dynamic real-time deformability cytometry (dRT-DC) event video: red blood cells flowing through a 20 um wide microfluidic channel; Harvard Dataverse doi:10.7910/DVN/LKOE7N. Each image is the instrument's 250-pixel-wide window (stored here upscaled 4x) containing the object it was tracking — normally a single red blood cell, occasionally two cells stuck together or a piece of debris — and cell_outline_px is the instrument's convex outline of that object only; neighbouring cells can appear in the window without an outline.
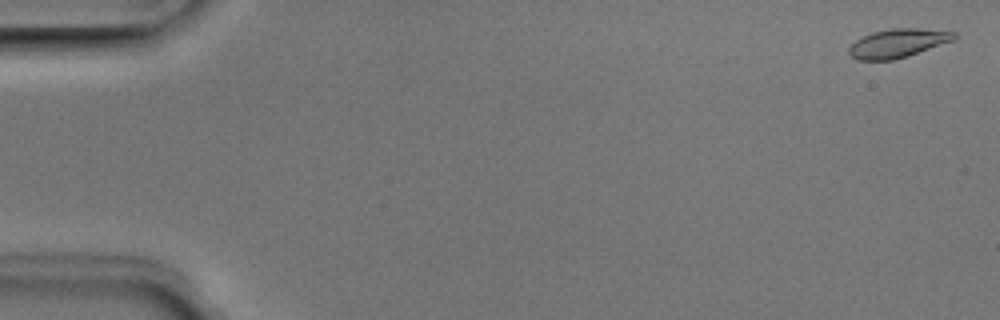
{"species": "Egyptian fruit bat (a non-hibernating species)", "species_latin": "Rousettus aegyptiacus", "temperature_condition": "room temperature", "stored_images_in_passage": 52, "camera_frame_rate_fps": 3000, "um_per_image_px": 0.085, "animal": {"sex": "male"}, "frame": {"image": 1, "passage_image": 2, "time_ms": 0.333, "image_size_px": [1000, 320], "cell_outline_px": [[956, 40], [908, 56], [892, 60], [856, 60], [848, 52], [848, 48], [856, 40], [872, 32], [892, 28], [920, 28], [956, 32]], "centroid_in_image_um": [76.35, 3.67], "position_along_channel_um": 8.7, "area_um2": 17.69}}
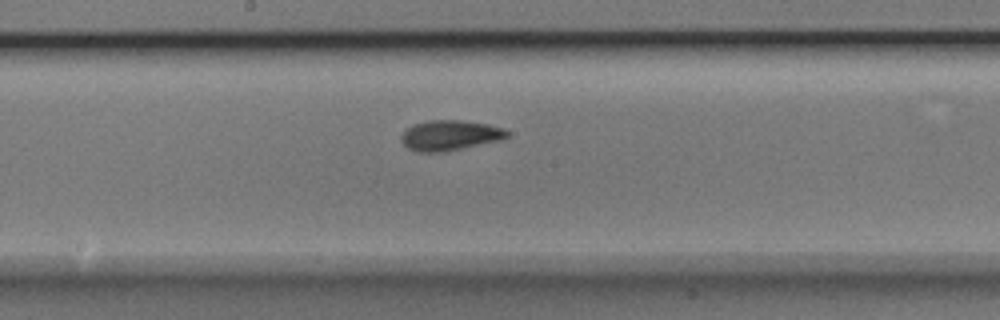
{"frame": {"image": 2, "passage_image": 28, "time_ms": 9.0, "image_size_px": [1000, 320], "cell_outline_px": [[508, 136], [500, 140], [444, 152], [416, 152], [408, 148], [400, 140], [400, 136], [404, 128], [412, 124], [428, 120], [460, 120], [488, 124], [504, 128], [508, 132]], "centroid_in_image_um": [38.18, 11.5], "position_along_channel_um": 210.0, "area_um2": 18.84}}
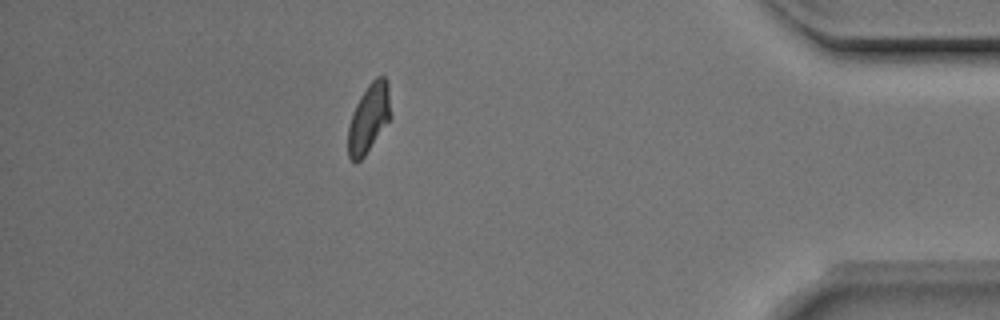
{"frame": {"image": 3, "passage_image": 46, "time_ms": 15.0, "image_size_px": [1000, 320], "cell_outline_px": [[392, 116], [364, 156], [356, 164], [348, 156], [348, 128], [356, 104], [360, 96], [368, 84], [376, 76], [384, 76], [388, 80]], "centroid_in_image_um": [31.37, 10.01], "position_along_channel_um": 403.8, "area_um2": 17.11}, "authors_computed_cell_mechanics": {"area_um2": 17.7446, "velocity_mm_per_s": 3.9535, "shape_relaxation_time_tau1_ms": 2.8302, "shape_relaxation_time_tau2_ms": 1.7218, "deformation_change_tau1": 0.1341, "deformation_change_tau2": 0.0684}}